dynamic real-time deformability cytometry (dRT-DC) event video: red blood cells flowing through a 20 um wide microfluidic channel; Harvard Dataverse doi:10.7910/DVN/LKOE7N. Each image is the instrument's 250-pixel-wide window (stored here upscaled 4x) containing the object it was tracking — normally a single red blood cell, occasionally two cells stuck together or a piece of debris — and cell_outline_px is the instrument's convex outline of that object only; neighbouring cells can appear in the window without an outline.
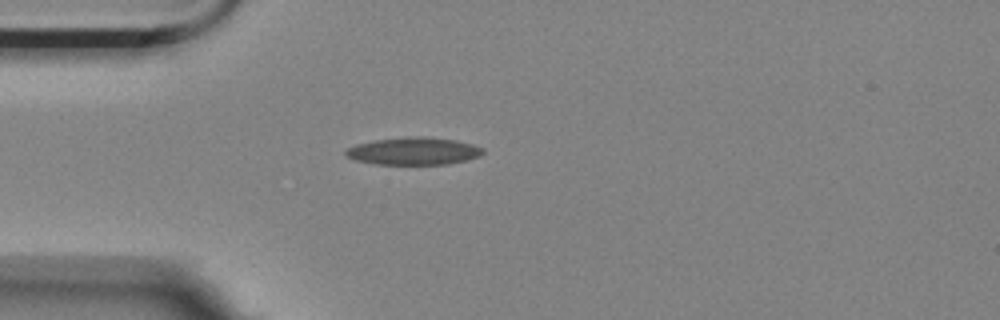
{"species": "Egyptian fruit bat (a non-hibernating species)", "species_latin": "Rousettus aegyptiacus", "temperature_condition": "room temperature", "stored_images_in_passage": 12, "camera_frame_rate_fps": 3000, "um_per_image_px": 0.085, "animal": {"sex": "female"}, "frame": {"image": 1, "passage_image": 1, "time_ms": 0.0, "image_size_px": [1000, 320], "cell_outline_px": [[484, 152], [480, 156], [468, 160], [448, 164], [376, 164], [356, 160], [348, 156], [344, 152], [348, 148], [356, 144], [376, 140], [416, 136], [424, 136], [456, 140], [472, 144], [484, 148]], "centroid_in_image_um": [35.21, 12.84], "position_along_channel_um": 49.8, "area_um2": 21.85}}
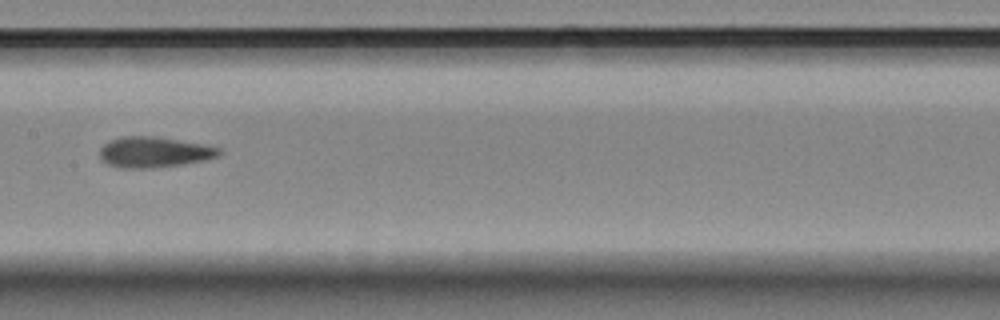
{"frame": {"image": 2, "passage_image": 5, "time_ms": 1.333, "image_size_px": [1000, 320], "cell_outline_px": [[220, 156], [204, 160], [180, 164], [148, 168], [124, 168], [108, 164], [100, 156], [100, 148], [104, 144], [120, 136], [152, 136], [200, 144], [220, 148]], "centroid_in_image_um": [13.07, 12.93], "position_along_channel_um": 194.3, "area_um2": 20.81}}
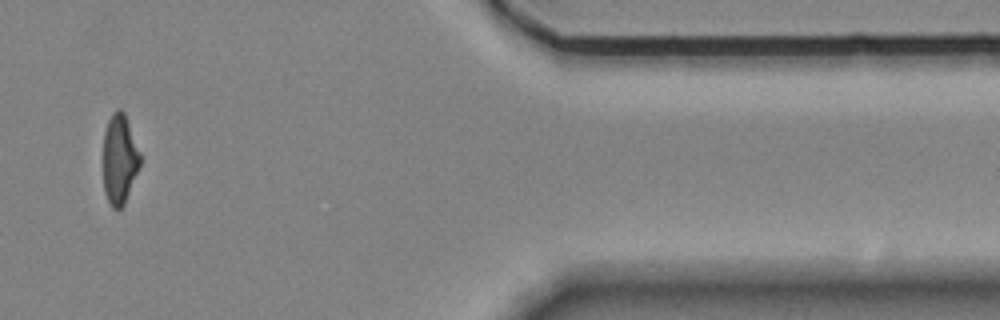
{"frame": {"image": 3, "passage_image": 10, "time_ms": 3.0, "image_size_px": [1000, 320], "cell_outline_px": [[140, 164], [124, 204], [120, 208], [112, 208], [104, 192], [104, 132], [108, 120], [112, 112], [116, 108], [120, 108], [124, 112], [140, 152]], "centroid_in_image_um": [10.15, 13.49], "position_along_channel_um": 401.2, "area_um2": 19.07}}